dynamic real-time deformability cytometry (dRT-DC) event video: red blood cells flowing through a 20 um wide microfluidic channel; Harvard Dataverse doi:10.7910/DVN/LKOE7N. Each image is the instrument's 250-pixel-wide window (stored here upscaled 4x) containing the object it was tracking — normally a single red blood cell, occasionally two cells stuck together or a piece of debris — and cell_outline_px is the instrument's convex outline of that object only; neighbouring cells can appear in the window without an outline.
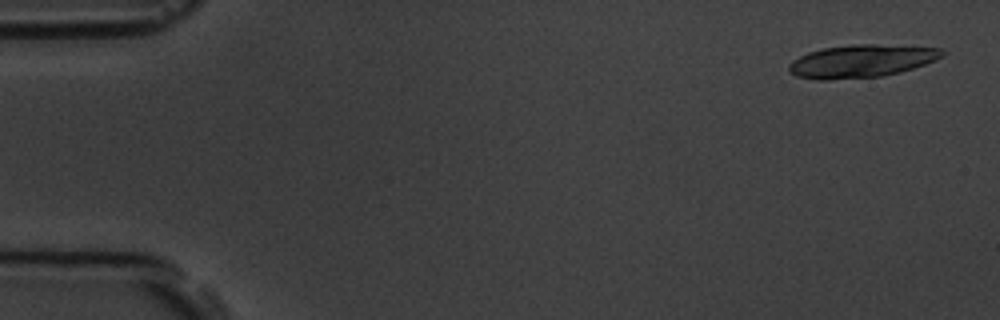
{"species": "common noctule bat (a hibernating species)", "species_latin": "Nyctalus noctula", "temperature_condition": "room temperature", "stored_images_in_passage": 5, "segment_of_instrument_passage": [1, 2], "camera_frame_rate_fps": 3000, "um_per_image_px": 0.085, "animal": {"sex": "male", "body_mass_g": 19.5, "forearm_length_mm": 54.6}, "frame": {"image": 1, "passage_image": 1, "time_ms": 0.0, "image_size_px": [1000, 320], "cell_outline_px": [[944, 56], [936, 60], [900, 72], [880, 76], [828, 80], [816, 80], [796, 76], [788, 72], [788, 64], [792, 60], [808, 52], [824, 48], [852, 44], [872, 44], [940, 48], [944, 52]], "centroid_in_image_um": [73.17, 5.2], "position_along_channel_um": 11.8, "area_um2": 29.25}}